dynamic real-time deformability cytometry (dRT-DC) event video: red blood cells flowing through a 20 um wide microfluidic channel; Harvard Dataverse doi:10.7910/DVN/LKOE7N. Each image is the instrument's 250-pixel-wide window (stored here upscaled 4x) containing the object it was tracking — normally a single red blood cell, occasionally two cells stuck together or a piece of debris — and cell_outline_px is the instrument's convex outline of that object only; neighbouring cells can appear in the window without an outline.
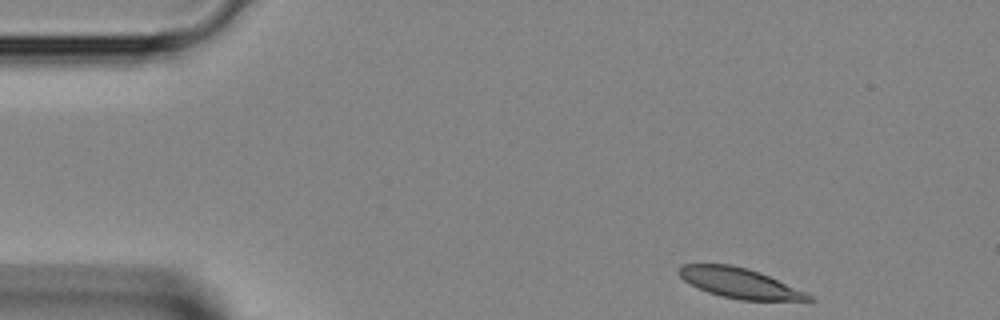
{"species": "Egyptian fruit bat (a non-hibernating species)", "species_latin": "Rousettus aegyptiacus", "temperature_condition": "room temperature", "stored_images_in_passage": 3, "camera_frame_rate_fps": 3000, "um_per_image_px": 0.085, "animal": {"sex": "female"}, "frame": {"image": 1, "passage_image": 1, "time_ms": 0.0, "image_size_px": [1000, 320], "cell_outline_px": [[816, 300], [740, 300], [720, 296], [708, 292], [684, 280], [676, 272], [676, 268], [680, 264], [732, 264], [748, 268], [760, 272], [804, 292], [812, 296]], "centroid_in_image_um": [62.79, 24.04], "position_along_channel_um": 22.2, "area_um2": 22.54}}